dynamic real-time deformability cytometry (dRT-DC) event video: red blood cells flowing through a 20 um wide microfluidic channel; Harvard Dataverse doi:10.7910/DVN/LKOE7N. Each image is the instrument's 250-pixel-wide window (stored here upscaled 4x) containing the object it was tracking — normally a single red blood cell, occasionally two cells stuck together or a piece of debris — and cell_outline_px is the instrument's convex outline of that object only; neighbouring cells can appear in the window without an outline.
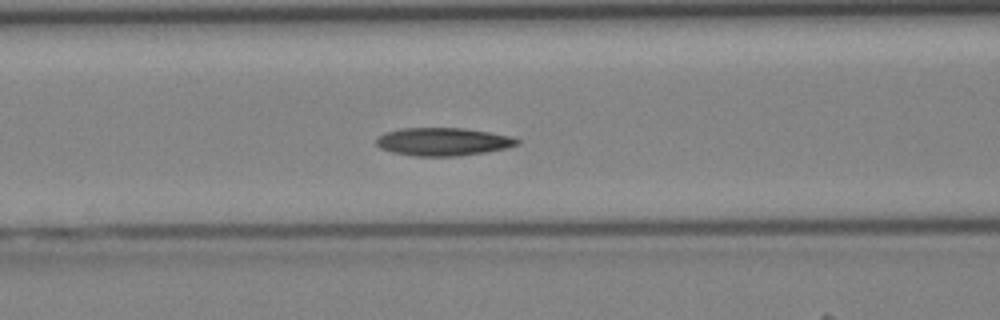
{"species": "Egyptian fruit bat (a non-hibernating species)", "species_latin": "Rousettus aegyptiacus", "temperature_condition": "cold", "stored_images_in_passage": 29, "camera_frame_rate_fps": 3000, "um_per_image_px": 0.085, "animal": {"sex": "female"}, "frame": {"image": 1, "passage_image": 12, "time_ms": 3.667, "image_size_px": [1000, 320], "cell_outline_px": [[520, 144], [504, 148], [484, 152], [456, 156], [416, 156], [392, 152], [380, 148], [376, 144], [376, 140], [384, 132], [400, 128], [464, 128], [512, 136], [520, 140]], "centroid_in_image_um": [37.64, 12.04], "position_along_channel_um": 129.0, "area_um2": 22.89}}
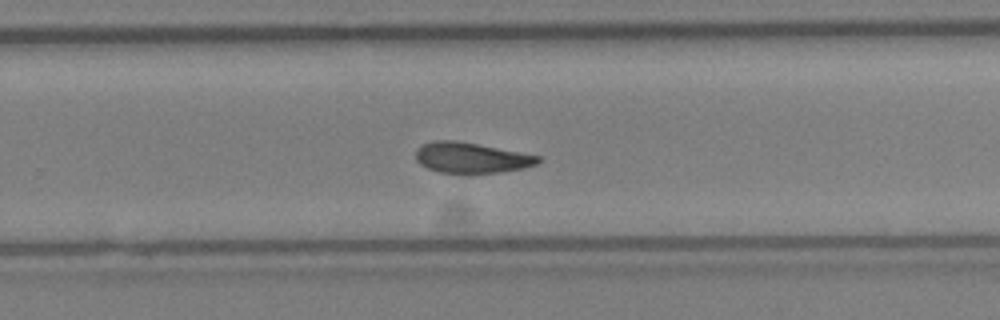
{"frame": {"image": 2, "passage_image": 22, "time_ms": 7.0, "image_size_px": [1000, 320], "cell_outline_px": [[540, 160], [536, 164], [524, 168], [500, 172], [440, 172], [428, 168], [420, 164], [416, 160], [416, 148], [420, 144], [432, 140], [456, 140], [540, 156]], "centroid_in_image_um": [40.0, 13.38], "position_along_channel_um": 289.8, "area_um2": 21.5}}
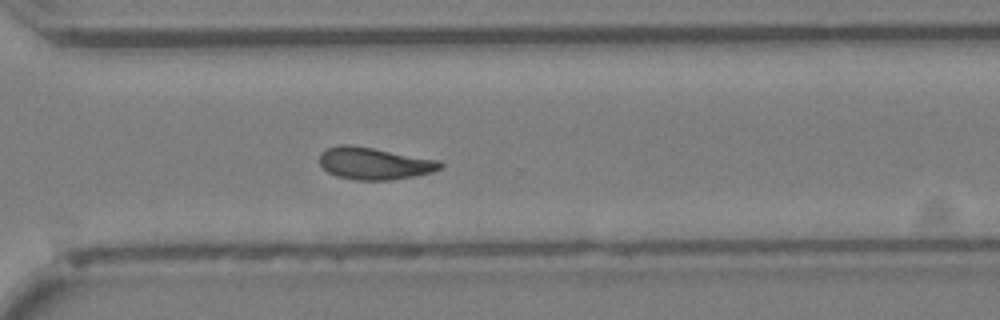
{"frame": {"image": 3, "passage_image": 25, "time_ms": 8.0, "image_size_px": [1000, 320], "cell_outline_px": [[444, 164], [440, 168], [432, 172], [416, 176], [392, 180], [352, 180], [336, 176], [328, 172], [320, 164], [320, 152], [324, 148], [340, 144], [348, 144], [372, 148], [440, 160]], "centroid_in_image_um": [31.8, 13.89], "position_along_channel_um": 338.8, "area_um2": 22.77}}